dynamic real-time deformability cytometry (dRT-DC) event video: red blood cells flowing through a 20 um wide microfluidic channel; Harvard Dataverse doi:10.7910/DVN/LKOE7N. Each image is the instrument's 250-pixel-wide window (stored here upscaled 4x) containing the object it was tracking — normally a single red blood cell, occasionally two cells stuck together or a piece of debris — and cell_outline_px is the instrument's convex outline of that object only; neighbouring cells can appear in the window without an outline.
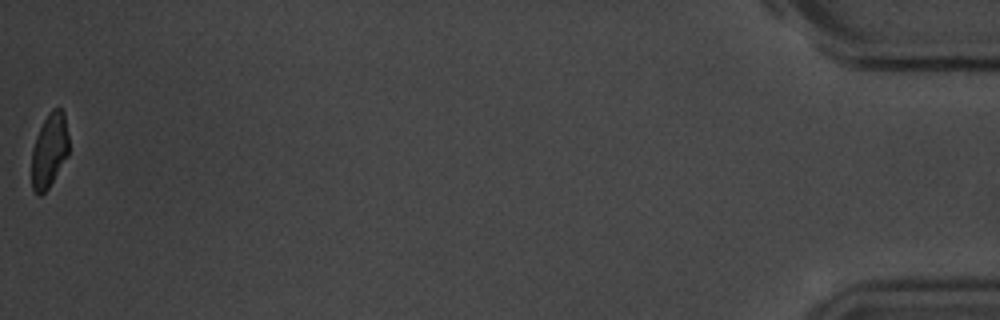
{"species": "common noctule bat (a hibernating species)", "species_latin": "Nyctalus noctula", "temperature_condition": "room temperature", "stored_images_in_passage": 15, "camera_frame_rate_fps": 3000, "um_per_image_px": 0.085, "animal": {"sex": "male", "body_mass_g": 20.1, "forearm_length_mm": 53.5}, "frame": {"image": 1, "passage_image": 15, "time_ms": 17.667, "image_size_px": [1000, 320], "cell_outline_px": [[68, 156], [48, 188], [40, 196], [36, 196], [32, 188], [32, 148], [36, 136], [48, 112], [52, 108], [60, 108], [64, 112], [68, 136]], "centroid_in_image_um": [4.19, 12.79], "position_along_channel_um": 431.0, "area_um2": 16.13}}